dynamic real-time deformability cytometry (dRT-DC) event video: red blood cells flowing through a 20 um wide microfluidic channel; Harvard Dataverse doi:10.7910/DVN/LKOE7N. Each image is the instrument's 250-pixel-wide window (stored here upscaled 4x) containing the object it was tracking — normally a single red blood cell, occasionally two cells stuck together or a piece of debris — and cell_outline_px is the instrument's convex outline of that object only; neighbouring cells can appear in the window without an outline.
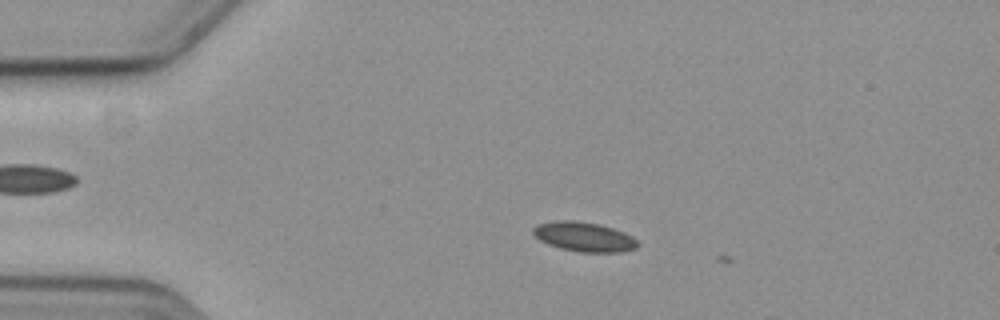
{"species": "common noctule bat (a hibernating species)", "species_latin": "Nyctalus noctula", "temperature_condition": "cold", "stored_images_in_passage": 10, "camera_frame_rate_fps": 3000, "um_per_image_px": 0.085, "animal": {"sex": "female", "body_mass_g": 19.3, "forearm_length_mm": 54.1}, "frame": {"image": 1, "passage_image": 8, "time_ms": 2.333, "image_size_px": [1000, 320], "cell_outline_px": [[640, 244], [636, 248], [620, 252], [580, 252], [560, 248], [548, 244], [540, 240], [532, 232], [532, 228], [536, 224], [556, 220], [576, 220], [600, 224], [624, 232], [632, 236]], "centroid_in_image_um": [49.63, 20.11], "position_along_channel_um": 35.4, "area_um2": 18.09}}